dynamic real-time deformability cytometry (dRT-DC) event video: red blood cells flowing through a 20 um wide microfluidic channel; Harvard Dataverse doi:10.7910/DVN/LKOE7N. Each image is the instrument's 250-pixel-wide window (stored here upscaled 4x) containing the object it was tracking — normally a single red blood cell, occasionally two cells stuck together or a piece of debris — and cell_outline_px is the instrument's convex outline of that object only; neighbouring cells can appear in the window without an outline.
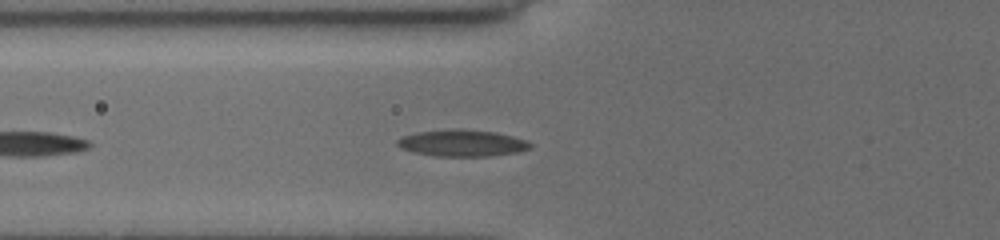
{"species": "common noctule bat (a hibernating species)", "species_latin": "Nyctalus noctula", "temperature_condition": "cold", "stored_images_in_passage": 10, "camera_frame_rate_fps": 3000, "um_per_image_px": 0.085, "animal": {"sex": "female", "body_mass_g": 19.5, "forearm_length_mm": 54.1}, "frame": {"image": 1, "passage_image": 6, "time_ms": 1.667, "image_size_px": [1000, 240], "cell_outline_px": [[532, 148], [516, 152], [492, 156], [432, 156], [412, 152], [400, 148], [396, 144], [396, 140], [404, 136], [420, 132], [460, 128], [496, 132], [512, 136], [524, 140], [532, 144]], "centroid_in_image_um": [39.27, 12.17], "position_along_channel_um": 86.5, "area_um2": 20.63}}
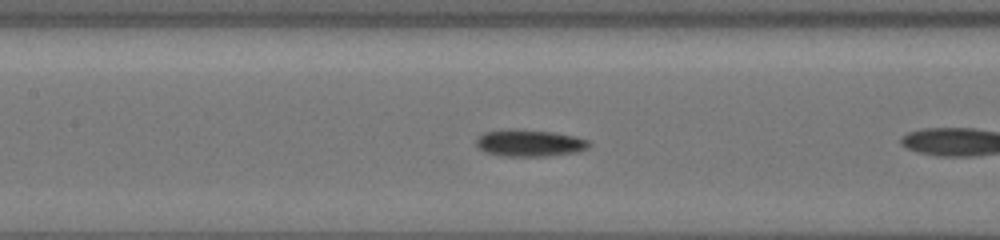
{"frame": {"image": 2, "passage_image": 9, "time_ms": 2.667, "image_size_px": [1000, 240], "cell_outline_px": [[592, 144], [588, 148], [576, 152], [548, 156], [500, 156], [484, 152], [476, 144], [476, 140], [484, 132], [508, 128], [516, 128], [552, 132], [576, 136], [588, 140]], "centroid_in_image_um": [45.01, 12.15], "position_along_channel_um": 162.4, "area_um2": 17.92}}